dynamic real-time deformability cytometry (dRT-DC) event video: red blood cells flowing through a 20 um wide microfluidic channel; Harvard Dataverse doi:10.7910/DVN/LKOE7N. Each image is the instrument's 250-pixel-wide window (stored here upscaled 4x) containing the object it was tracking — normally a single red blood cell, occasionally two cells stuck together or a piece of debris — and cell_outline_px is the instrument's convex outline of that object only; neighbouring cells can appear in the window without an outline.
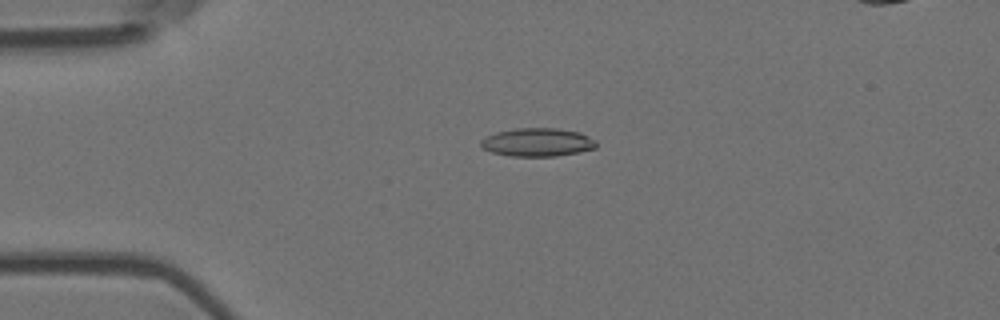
{"species": "Egyptian fruit bat (a non-hibernating species)", "species_latin": "Rousettus aegyptiacus", "temperature_condition": "room temperature", "stored_images_in_passage": 55, "camera_frame_rate_fps": 3000, "um_per_image_px": 0.085, "animal": {"sex": "female"}, "frame": {"image": 1, "passage_image": 13, "time_ms": 4.0, "image_size_px": [1000, 320], "cell_outline_px": [[596, 148], [556, 156], [508, 156], [492, 152], [484, 148], [480, 144], [480, 140], [496, 132], [516, 128], [556, 128], [580, 132], [596, 140]], "centroid_in_image_um": [45.68, 12.09], "position_along_channel_um": 39.3, "area_um2": 18.96}}
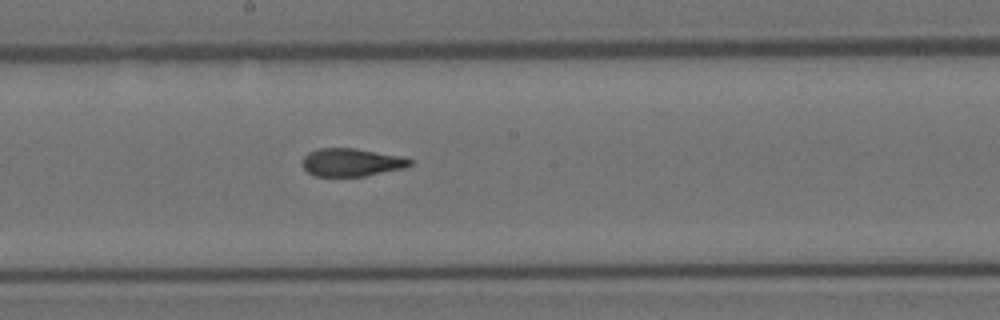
{"frame": {"image": 2, "passage_image": 30, "time_ms": 9.667, "image_size_px": [1000, 320], "cell_outline_px": [[412, 164], [404, 168], [364, 176], [312, 176], [300, 164], [300, 160], [308, 152], [320, 148], [356, 148], [404, 156], [412, 160]], "centroid_in_image_um": [29.85, 13.79], "position_along_channel_um": 218.3, "area_um2": 17.8}}
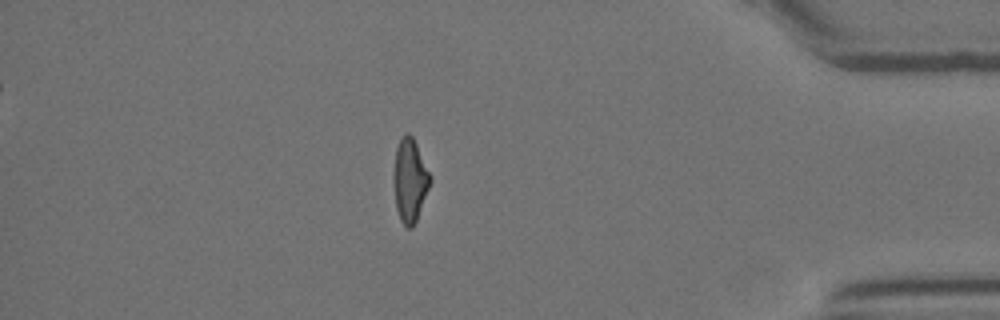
{"frame": {"image": 3, "passage_image": 48, "time_ms": 15.667, "image_size_px": [1000, 320], "cell_outline_px": [[432, 180], [416, 220], [412, 228], [408, 228], [400, 220], [396, 208], [396, 148], [404, 132], [408, 132], [412, 136], [432, 176]], "centroid_in_image_um": [34.89, 15.32], "position_along_channel_um": 400.3, "area_um2": 16.99}}